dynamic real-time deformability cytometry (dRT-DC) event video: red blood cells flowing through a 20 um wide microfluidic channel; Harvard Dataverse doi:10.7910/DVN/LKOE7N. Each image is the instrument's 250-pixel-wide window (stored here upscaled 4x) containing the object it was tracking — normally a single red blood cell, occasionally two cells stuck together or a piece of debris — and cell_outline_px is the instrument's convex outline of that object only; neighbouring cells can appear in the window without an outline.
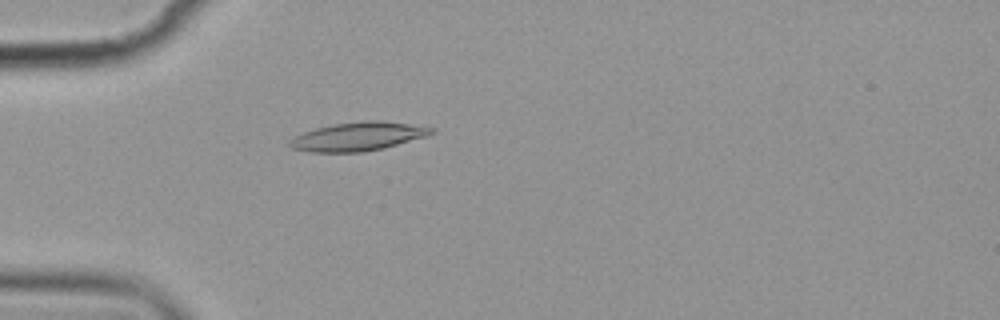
{"species": "common noctule bat (a hibernating species)", "species_latin": "Nyctalus noctula", "temperature_condition": "cold", "stored_images_in_passage": 3, "camera_frame_rate_fps": 3000, "um_per_image_px": 0.085, "animal": {"sex": "female", "body_mass_g": 19.9}, "frame": {"image": 1, "passage_image": 3, "time_ms": 2.333, "image_size_px": [1000, 320], "cell_outline_px": [[436, 132], [428, 136], [384, 148], [364, 152], [308, 152], [292, 148], [288, 144], [288, 140], [304, 132], [316, 128], [332, 124], [360, 120], [380, 120], [436, 128]], "centroid_in_image_um": [30.45, 11.6], "position_along_channel_um": 54.5, "area_um2": 23.87}}